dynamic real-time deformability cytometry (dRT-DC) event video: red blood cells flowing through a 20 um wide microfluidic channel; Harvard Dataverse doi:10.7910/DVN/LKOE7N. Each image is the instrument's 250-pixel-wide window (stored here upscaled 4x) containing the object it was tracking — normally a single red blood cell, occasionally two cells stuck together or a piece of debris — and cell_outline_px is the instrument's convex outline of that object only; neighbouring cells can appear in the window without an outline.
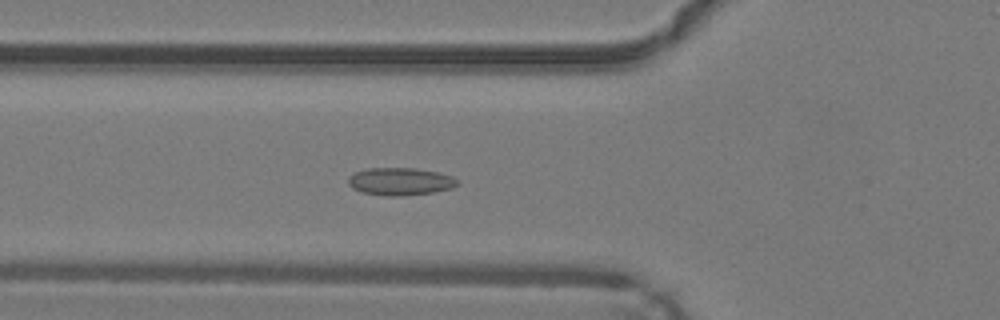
{"species": "common noctule bat (a hibernating species)", "species_latin": "Nyctalus noctula", "temperature_condition": "warm", "stored_images_in_passage": 26, "camera_frame_rate_fps": 3000, "um_per_image_px": 0.085, "animal": {"sex": "male", "body_mass_g": 19.2, "forearm_length_mm": 51.8}, "frame": {"image": 1, "passage_image": 16, "time_ms": 5.0, "image_size_px": [1000, 320], "cell_outline_px": [[460, 184], [452, 188], [432, 192], [400, 196], [388, 196], [364, 192], [352, 188], [348, 184], [348, 176], [364, 168], [416, 168], [436, 172], [452, 176]], "centroid_in_image_um": [34.0, 15.42], "position_along_channel_um": 91.8, "area_um2": 17.46}}
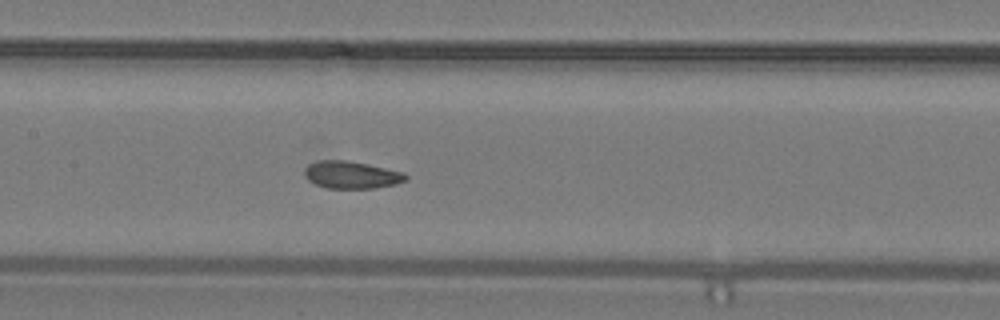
{"frame": {"image": 2, "passage_image": 22, "time_ms": 7.0, "image_size_px": [1000, 320], "cell_outline_px": [[408, 180], [396, 184], [372, 188], [328, 188], [316, 184], [308, 180], [304, 176], [304, 168], [308, 164], [316, 160], [344, 160], [368, 164], [404, 172], [408, 176]], "centroid_in_image_um": [29.86, 14.85], "position_along_channel_um": 177.5, "area_um2": 16.24}}
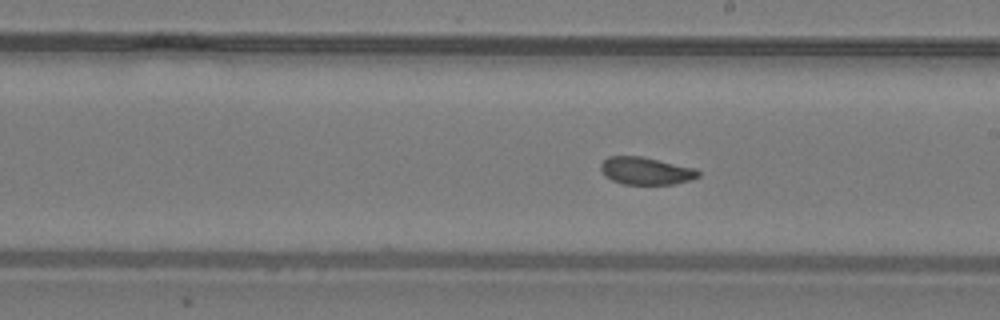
{"frame": {"image": 3, "passage_image": 26, "time_ms": 8.333, "image_size_px": [1000, 320], "cell_outline_px": [[700, 176], [692, 180], [672, 184], [624, 184], [612, 180], [604, 176], [600, 168], [600, 164], [608, 156], [644, 156], [696, 168], [700, 172]], "centroid_in_image_um": [54.92, 14.51], "position_along_channel_um": 234.1, "area_um2": 15.84}}